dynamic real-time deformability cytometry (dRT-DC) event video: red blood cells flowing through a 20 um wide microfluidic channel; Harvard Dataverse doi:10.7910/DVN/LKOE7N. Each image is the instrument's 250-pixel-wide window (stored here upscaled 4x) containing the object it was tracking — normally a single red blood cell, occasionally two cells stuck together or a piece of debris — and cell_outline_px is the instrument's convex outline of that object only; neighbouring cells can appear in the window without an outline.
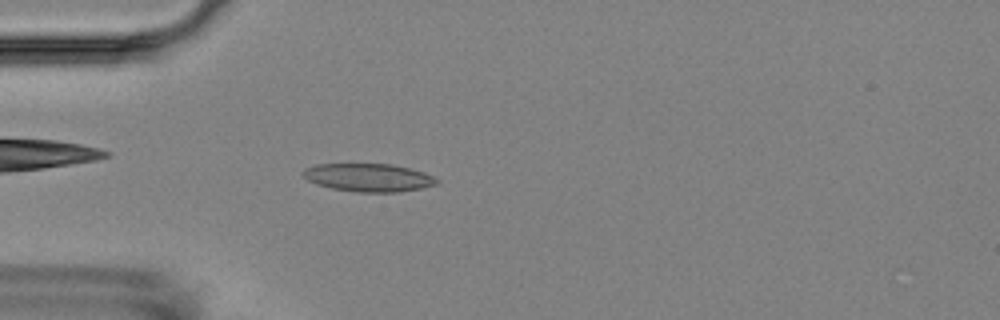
{"species": "Egyptian fruit bat (a non-hibernating species)", "species_latin": "Rousettus aegyptiacus", "temperature_condition": "room temperature", "stored_images_in_passage": 4, "camera_frame_rate_fps": 3000, "um_per_image_px": 0.085, "animal": {"sex": "female"}, "frame": {"image": 1, "passage_image": 4, "time_ms": 5.0, "image_size_px": [1000, 320], "cell_outline_px": [[440, 184], [400, 192], [356, 192], [332, 188], [316, 184], [308, 180], [304, 176], [304, 168], [316, 164], [392, 164], [424, 172], [440, 180]], "centroid_in_image_um": [31.35, 15.09], "position_along_channel_um": 53.6, "area_um2": 21.85}}